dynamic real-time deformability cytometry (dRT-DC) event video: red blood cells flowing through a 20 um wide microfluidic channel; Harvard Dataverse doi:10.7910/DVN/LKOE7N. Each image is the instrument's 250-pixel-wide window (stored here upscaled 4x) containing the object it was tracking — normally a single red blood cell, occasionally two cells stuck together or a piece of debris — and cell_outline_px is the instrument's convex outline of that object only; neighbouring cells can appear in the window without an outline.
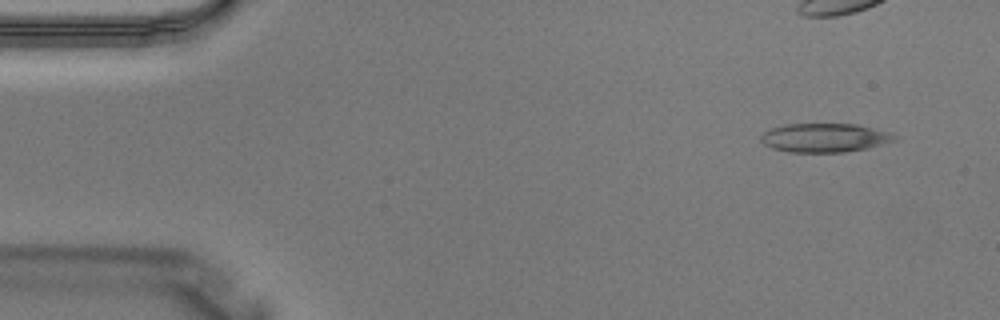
{"species": "Egyptian fruit bat (a non-hibernating species)", "species_latin": "Rousettus aegyptiacus", "temperature_condition": "warm", "stored_images_in_passage": 4, "camera_frame_rate_fps": 3000, "um_per_image_px": 0.085, "animal": {"sex": "male"}, "frame": {"image": 1, "passage_image": 1, "time_ms": 0.0, "image_size_px": [1000, 320], "cell_outline_px": [[896, 140], [868, 148], [844, 152], [788, 152], [772, 148], [764, 144], [760, 140], [760, 136], [764, 132], [772, 128], [788, 124], [856, 124], [892, 132], [896, 136]], "centroid_in_image_um": [70.11, 11.71], "position_along_channel_um": 14.9, "area_um2": 22.48}}